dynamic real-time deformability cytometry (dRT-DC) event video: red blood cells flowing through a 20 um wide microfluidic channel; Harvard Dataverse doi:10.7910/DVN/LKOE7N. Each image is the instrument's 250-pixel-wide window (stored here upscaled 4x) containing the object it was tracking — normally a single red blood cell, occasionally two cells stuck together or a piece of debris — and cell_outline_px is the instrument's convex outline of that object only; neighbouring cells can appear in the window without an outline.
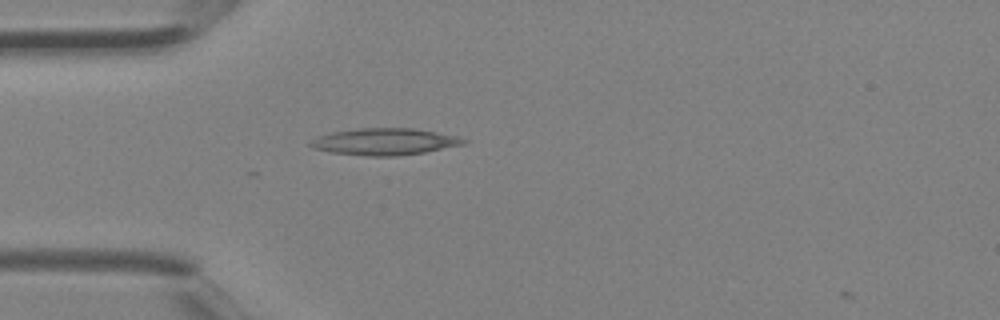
{"species": "Egyptian fruit bat (a non-hibernating species)", "species_latin": "Rousettus aegyptiacus", "temperature_condition": "room temperature", "stored_images_in_passage": 5, "camera_frame_rate_fps": 3000, "um_per_image_px": 0.085, "animal": {"sex": "female"}, "frame": {"image": 1, "passage_image": 5, "time_ms": 1.333, "image_size_px": [1000, 320], "cell_outline_px": [[468, 140], [464, 144], [424, 152], [396, 156], [368, 156], [332, 152], [312, 148], [308, 144], [316, 136], [332, 132], [360, 128], [412, 128], [436, 132], [456, 136]], "centroid_in_image_um": [32.66, 12.04], "position_along_channel_um": 52.3, "area_um2": 23.7}}